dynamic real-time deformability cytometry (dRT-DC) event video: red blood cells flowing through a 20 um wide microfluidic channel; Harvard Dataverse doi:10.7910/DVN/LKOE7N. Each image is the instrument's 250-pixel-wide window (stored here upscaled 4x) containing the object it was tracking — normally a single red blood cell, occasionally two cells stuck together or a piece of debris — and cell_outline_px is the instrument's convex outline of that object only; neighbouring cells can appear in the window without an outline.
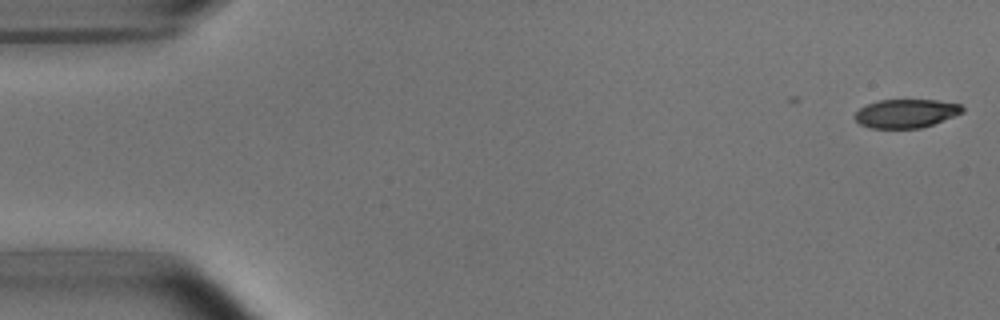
{"species": "common noctule bat (a hibernating species)", "species_latin": "Nyctalus noctula", "temperature_condition": "room temperature", "stored_images_in_passage": 9, "camera_frame_rate_fps": 3000, "um_per_image_px": 0.085, "animal": {"sex": "male", "body_mass_g": 15.6}, "frame": {"image": 1, "passage_image": 1, "time_ms": 0.0, "image_size_px": [1000, 320], "cell_outline_px": [[964, 112], [932, 124], [920, 128], [872, 128], [860, 124], [856, 120], [856, 112], [860, 108], [868, 104], [880, 100], [936, 100], [960, 104], [964, 108]], "centroid_in_image_um": [77.03, 9.64], "position_along_channel_um": 8.0, "area_um2": 17.69}}